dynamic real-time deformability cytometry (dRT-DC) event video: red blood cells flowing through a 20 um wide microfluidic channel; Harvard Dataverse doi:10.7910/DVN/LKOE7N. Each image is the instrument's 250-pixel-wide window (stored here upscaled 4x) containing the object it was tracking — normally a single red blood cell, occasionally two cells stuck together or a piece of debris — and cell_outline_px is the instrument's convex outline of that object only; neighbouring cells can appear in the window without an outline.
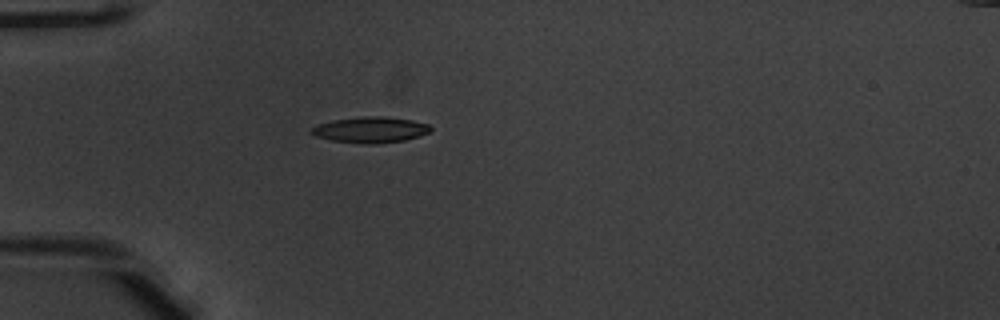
{"species": "common noctule bat (a hibernating species)", "species_latin": "Nyctalus noctula", "temperature_condition": "warm", "stored_images_in_passage": 37, "camera_frame_rate_fps": 3000, "um_per_image_px": 0.085, "animal": {"sex": "male", "body_mass_g": 20.1, "forearm_length_mm": 53.5}, "frame": {"image": 1, "passage_image": 1, "time_ms": 0.0, "image_size_px": [1000, 320], "cell_outline_px": [[432, 128], [428, 132], [420, 136], [404, 140], [376, 144], [364, 144], [332, 140], [316, 136], [308, 132], [312, 128], [320, 124], [332, 120], [360, 116], [384, 116], [412, 120], [428, 124]], "centroid_in_image_um": [31.49, 11.03], "position_along_channel_um": 53.5, "area_um2": 17.98}}
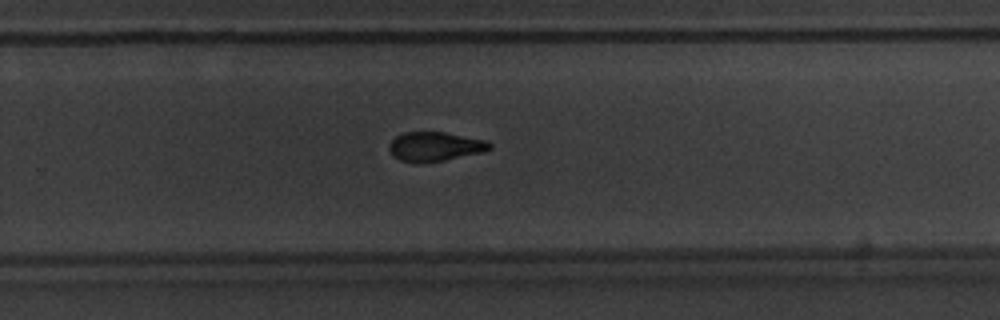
{"frame": {"image": 2, "passage_image": 20, "time_ms": 6.333, "image_size_px": [1000, 320], "cell_outline_px": [[492, 148], [484, 152], [444, 160], [400, 160], [392, 156], [388, 148], [388, 144], [396, 136], [404, 132], [444, 132], [488, 140], [492, 144]], "centroid_in_image_um": [37.02, 12.41], "position_along_channel_um": 292.8, "area_um2": 16.82}}
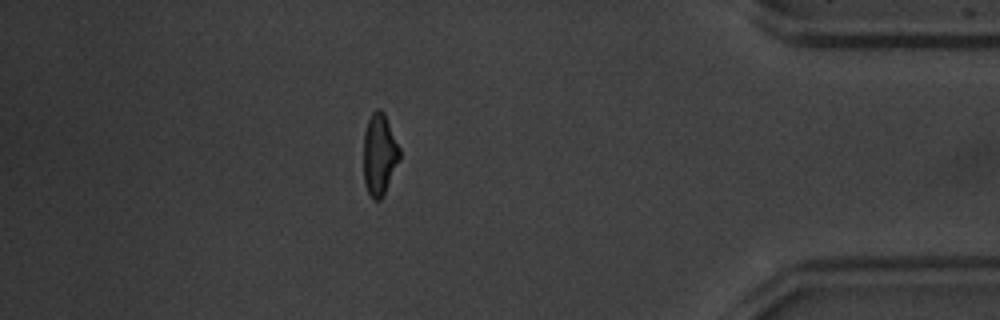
{"frame": {"image": 3, "passage_image": 31, "time_ms": 10.0, "image_size_px": [1000, 320], "cell_outline_px": [[400, 160], [384, 196], [380, 200], [372, 200], [364, 184], [364, 132], [368, 120], [372, 112], [376, 108], [380, 108], [384, 112], [400, 148]], "centroid_in_image_um": [32.26, 13.15], "position_along_channel_um": 402.9, "area_um2": 17.46}, "authors_computed_cell_mechanics": {"area_um2": 17.7446, "velocity_mm_per_s": 3.963, "shape_relaxation_time_tau1_ms": 3.9559, "shape_relaxation_time_tau2_ms": 3.4109, "deformation_change_tau1": 0.1665, "deformation_change_tau2": 0.107}}